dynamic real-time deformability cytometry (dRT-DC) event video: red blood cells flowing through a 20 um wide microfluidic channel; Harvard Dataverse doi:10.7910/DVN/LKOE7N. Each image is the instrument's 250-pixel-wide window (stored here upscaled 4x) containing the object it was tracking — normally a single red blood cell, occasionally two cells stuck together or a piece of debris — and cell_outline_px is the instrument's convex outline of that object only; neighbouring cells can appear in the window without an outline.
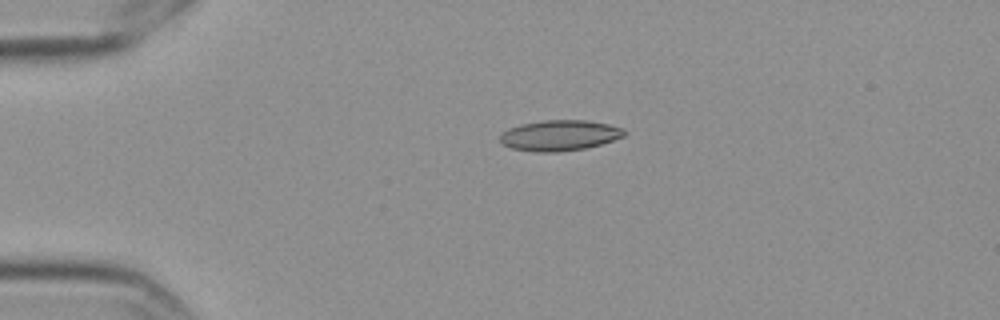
{"species": "Egyptian fruit bat (a non-hibernating species)", "species_latin": "Rousettus aegyptiacus", "temperature_condition": "cold", "stored_images_in_passage": 15, "camera_frame_rate_fps": 3000, "um_per_image_px": 0.085, "frame": {"image": 1, "passage_image": 4, "time_ms": 1.0, "image_size_px": [1000, 320], "cell_outline_px": [[628, 132], [624, 136], [600, 144], [584, 148], [556, 152], [536, 152], [512, 148], [500, 144], [500, 136], [508, 128], [520, 124], [540, 120], [588, 120], [608, 124], [624, 128]], "centroid_in_image_um": [47.56, 11.5], "position_along_channel_um": 37.4, "area_um2": 22.25}}
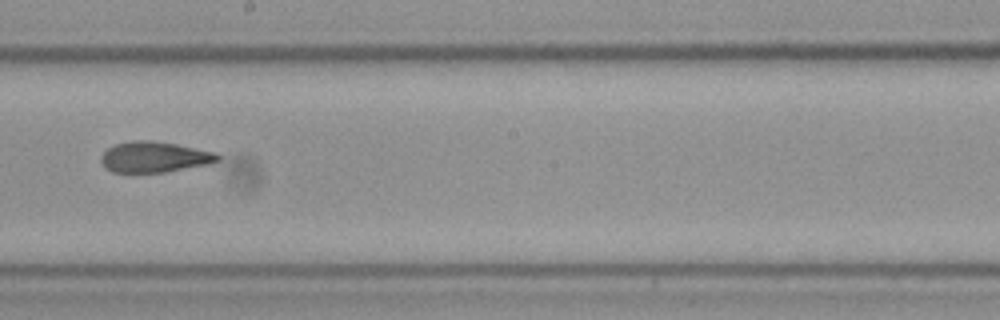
{"frame": {"image": 2, "passage_image": 9, "time_ms": 2.667, "image_size_px": [1000, 320], "cell_outline_px": [[220, 160], [208, 164], [164, 172], [112, 172], [104, 168], [100, 160], [100, 156], [108, 148], [116, 144], [132, 140], [152, 140], [176, 144], [216, 152], [220, 156]], "centroid_in_image_um": [13.1, 13.34], "position_along_channel_um": 235.1, "area_um2": 20.92}}
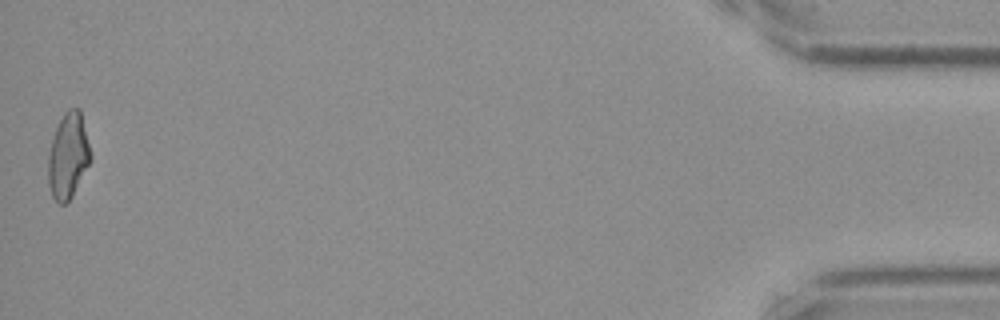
{"frame": {"image": 3, "passage_image": 15, "time_ms": 4.667, "image_size_px": [1000, 320], "cell_outline_px": [[92, 160], [72, 196], [64, 204], [60, 204], [52, 196], [48, 184], [48, 156], [52, 140], [56, 128], [64, 112], [68, 108], [80, 108], [92, 156]], "centroid_in_image_um": [5.81, 13.24], "position_along_channel_um": 429.4, "area_um2": 21.15}}